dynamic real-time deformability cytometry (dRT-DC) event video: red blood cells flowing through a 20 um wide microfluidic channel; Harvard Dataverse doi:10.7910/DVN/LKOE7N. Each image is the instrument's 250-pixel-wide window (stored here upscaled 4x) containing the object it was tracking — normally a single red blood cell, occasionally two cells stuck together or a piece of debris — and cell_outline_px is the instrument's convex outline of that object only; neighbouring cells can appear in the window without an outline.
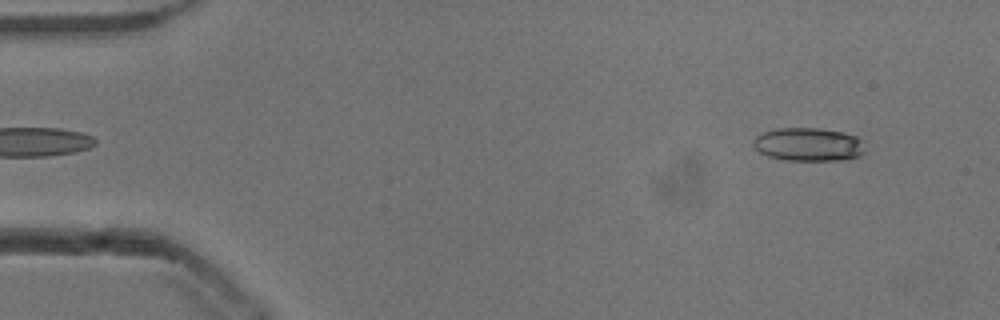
{"species": "common noctule bat (a hibernating species)", "species_latin": "Nyctalus noctula", "temperature_condition": "cold", "stored_images_in_passage": 52, "camera_frame_rate_fps": 3000, "um_per_image_px": 0.085, "animal": {"sex": "male", "body_mass_g": 13.3}, "frame": {"image": 1, "passage_image": 4, "time_ms": 1.0, "image_size_px": [1000, 320], "cell_outline_px": [[864, 152], [860, 156], [844, 160], [784, 160], [768, 156], [760, 152], [752, 144], [752, 140], [756, 136], [764, 132], [776, 128], [816, 128], [844, 132], [856, 136], [860, 140]], "centroid_in_image_um": [68.69, 12.28], "position_along_channel_um": 16.3, "area_um2": 21.68}}
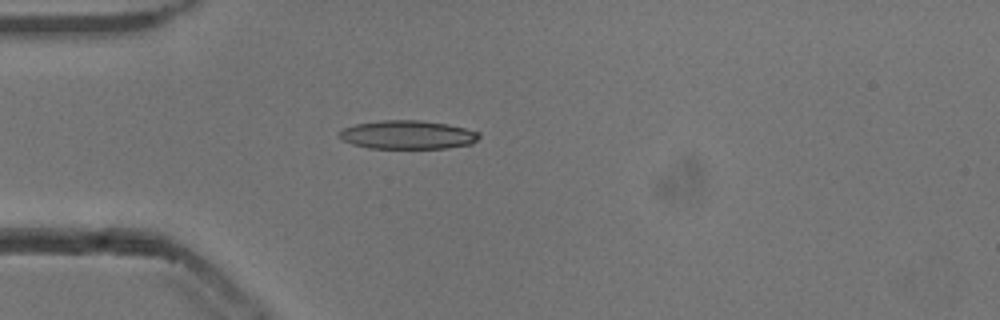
{"frame": {"image": 2, "passage_image": 14, "time_ms": 4.333, "image_size_px": [1000, 320], "cell_outline_px": [[480, 136], [472, 144], [448, 148], [368, 148], [352, 144], [344, 140], [340, 136], [340, 132], [344, 128], [356, 124], [380, 120], [420, 120], [448, 124], [480, 132]], "centroid_in_image_um": [34.68, 11.45], "position_along_channel_um": 50.3, "area_um2": 23.24}}